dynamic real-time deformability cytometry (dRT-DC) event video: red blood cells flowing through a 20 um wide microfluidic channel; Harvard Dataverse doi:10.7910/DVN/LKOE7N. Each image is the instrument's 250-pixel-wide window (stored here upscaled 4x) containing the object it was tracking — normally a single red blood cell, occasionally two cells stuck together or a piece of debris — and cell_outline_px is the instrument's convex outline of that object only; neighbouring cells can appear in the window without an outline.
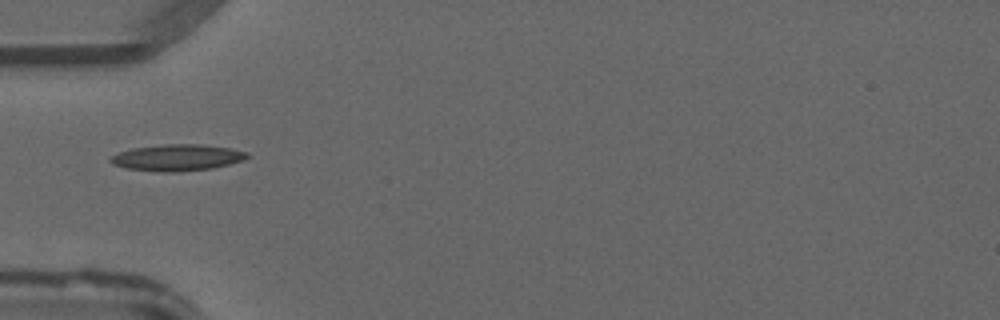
{"species": "common noctule bat (a hibernating species)", "species_latin": "Nyctalus noctula", "temperature_condition": "warm", "stored_images_in_passage": 38, "camera_frame_rate_fps": 3000, "um_per_image_px": 0.085, "animal": {"sex": "male", "forearm_length_mm": 52.5}, "frame": {"image": 1, "passage_image": 6, "time_ms": 1.667, "image_size_px": [1000, 320], "cell_outline_px": [[248, 156], [244, 160], [212, 168], [180, 172], [160, 172], [128, 168], [112, 164], [108, 160], [112, 156], [120, 152], [132, 148], [164, 144], [200, 144], [228, 148], [248, 152]], "centroid_in_image_um": [15.05, 13.4], "position_along_channel_um": 69.9, "area_um2": 20.92}}
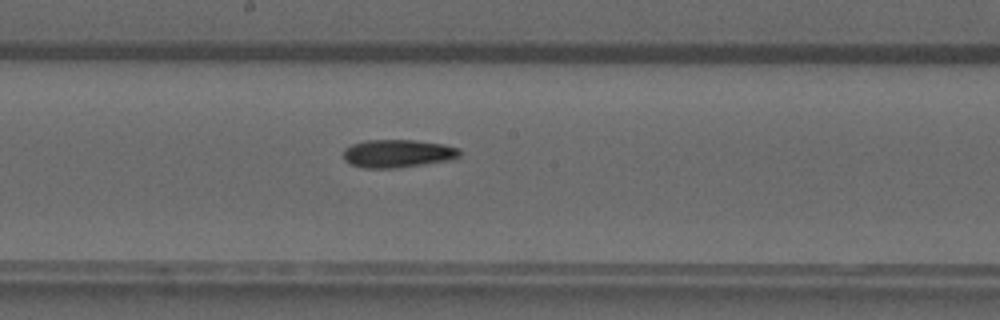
{"frame": {"image": 2, "passage_image": 16, "time_ms": 5.0, "image_size_px": [1000, 320], "cell_outline_px": [[460, 156], [452, 160], [396, 168], [364, 168], [352, 164], [344, 160], [344, 148], [352, 144], [364, 140], [416, 140], [444, 144], [460, 148]], "centroid_in_image_um": [33.83, 13.04], "position_along_channel_um": 214.4, "area_um2": 19.13}}
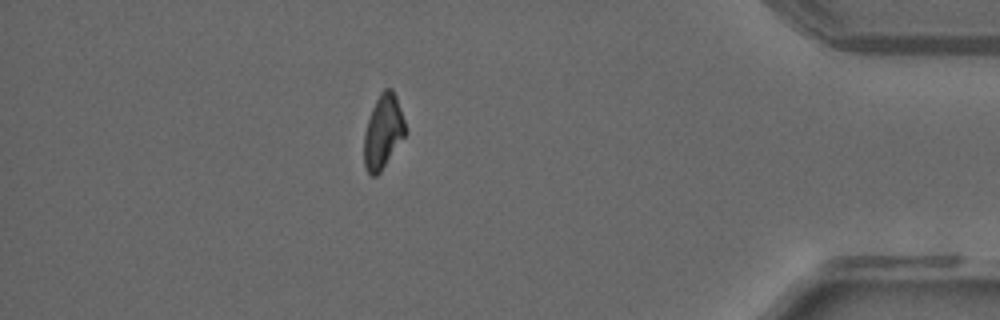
{"frame": {"image": 3, "passage_image": 32, "time_ms": 10.333, "image_size_px": [1000, 320], "cell_outline_px": [[408, 132], [380, 172], [376, 176], [372, 176], [368, 172], [364, 164], [364, 132], [372, 108], [380, 92], [384, 88], [392, 88], [396, 96]], "centroid_in_image_um": [32.57, 11.18], "position_along_channel_um": 402.6, "area_um2": 17.8}}